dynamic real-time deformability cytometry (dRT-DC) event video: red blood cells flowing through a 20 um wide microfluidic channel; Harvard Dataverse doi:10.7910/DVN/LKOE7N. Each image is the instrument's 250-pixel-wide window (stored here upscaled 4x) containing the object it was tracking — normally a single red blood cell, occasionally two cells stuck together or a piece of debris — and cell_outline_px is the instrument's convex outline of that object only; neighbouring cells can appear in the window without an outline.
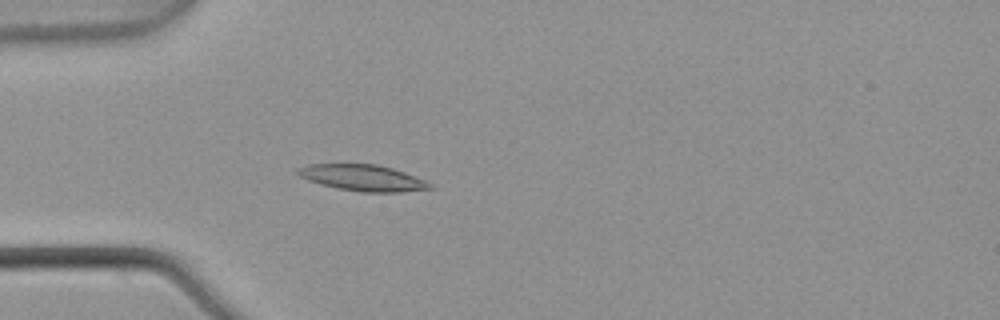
{"species": "common noctule bat (a hibernating species)", "species_latin": "Nyctalus noctula", "temperature_condition": "warm", "stored_images_in_passage": 2, "camera_frame_rate_fps": 3000, "um_per_image_px": 0.085, "animal": {"sex": "male", "body_mass_g": 21.5, "forearm_length_mm": 52.0}, "frame": {"image": 1, "passage_image": 2, "time_ms": 0.333, "image_size_px": [1000, 320], "cell_outline_px": [[436, 188], [400, 192], [360, 192], [336, 188], [320, 184], [308, 180], [300, 176], [296, 172], [296, 168], [308, 164], [376, 164], [392, 168], [404, 172], [424, 180], [432, 184]], "centroid_in_image_um": [30.83, 15.12], "position_along_channel_um": 54.2, "area_um2": 20.23}}